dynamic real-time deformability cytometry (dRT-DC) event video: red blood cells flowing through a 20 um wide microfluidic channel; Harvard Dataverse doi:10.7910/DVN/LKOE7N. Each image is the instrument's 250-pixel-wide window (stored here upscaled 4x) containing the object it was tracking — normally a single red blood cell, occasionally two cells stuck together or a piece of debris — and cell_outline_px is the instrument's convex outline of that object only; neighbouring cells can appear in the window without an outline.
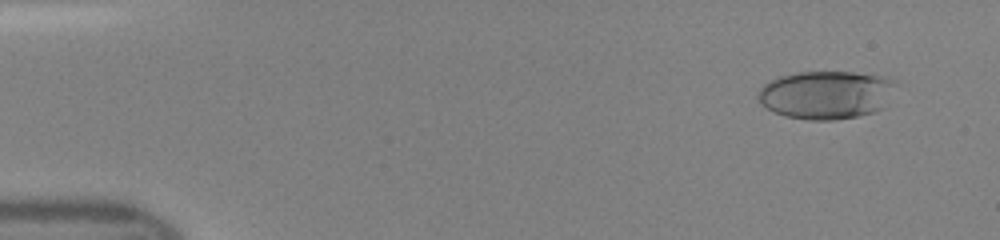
{"species": "human", "species_latin": "Homo sapiens", "temperature_condition": "room temperature", "stored_images_in_passage": 48, "camera_frame_rate_fps": 3000, "um_per_image_px": 0.085, "donor": {"sex": "female"}, "frame": {"image": 1, "passage_image": 4, "time_ms": 1.0, "image_size_px": [1000, 240], "cell_outline_px": [[900, 80], [884, 108], [872, 112], [856, 116], [832, 120], [808, 120], [784, 116], [760, 104], [756, 96], [760, 88], [768, 80], [780, 76], [796, 72], [852, 72], [888, 76]], "centroid_in_image_um": [70.26, 8.04], "position_along_channel_um": 14.7, "area_um2": 39.3}}
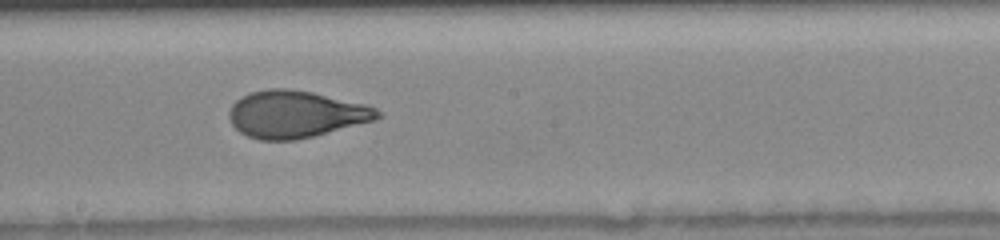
{"frame": {"image": 2, "passage_image": 27, "time_ms": 8.667, "image_size_px": [1000, 240], "cell_outline_px": [[384, 116], [372, 120], [312, 136], [296, 140], [260, 140], [248, 136], [240, 132], [232, 124], [228, 116], [228, 112], [232, 104], [236, 100], [252, 92], [268, 88], [288, 88], [312, 92], [364, 104], [376, 108], [384, 112]], "centroid_in_image_um": [25.11, 9.7], "position_along_channel_um": 223.1, "area_um2": 40.4}}
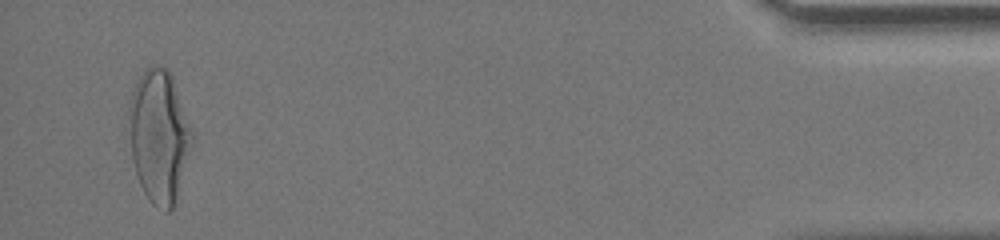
{"frame": {"image": 3, "passage_image": 46, "time_ms": 15.0, "image_size_px": [1000, 240], "cell_outline_px": [[196, 140], [176, 204], [168, 212], [152, 204], [148, 200], [140, 184], [136, 172], [132, 156], [128, 112], [128, 104], [132, 92], [144, 68], [152, 64], [168, 68], [172, 76], [196, 136]], "centroid_in_image_um": [13.58, 11.59], "position_along_channel_um": 421.6, "area_um2": 49.94}}